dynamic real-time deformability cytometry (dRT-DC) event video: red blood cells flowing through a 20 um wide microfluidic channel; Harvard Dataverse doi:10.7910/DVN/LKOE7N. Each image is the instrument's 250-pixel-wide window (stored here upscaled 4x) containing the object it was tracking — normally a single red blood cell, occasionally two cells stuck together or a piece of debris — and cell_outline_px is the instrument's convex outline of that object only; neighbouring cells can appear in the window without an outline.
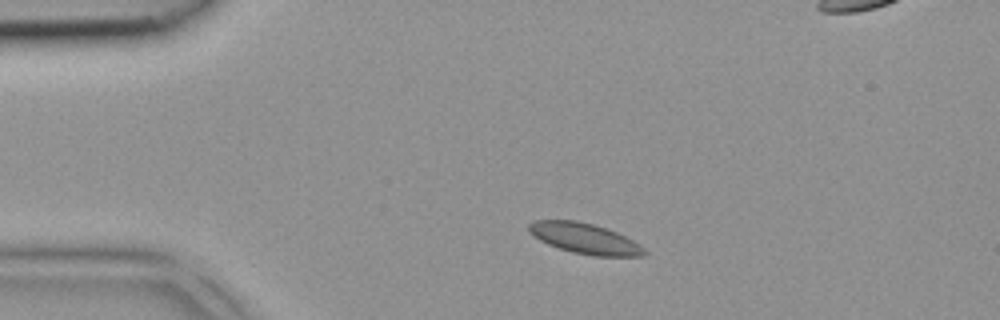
{"species": "common noctule bat (a hibernating species)", "species_latin": "Nyctalus noctula", "temperature_condition": "room temperature", "stored_images_in_passage": 4, "camera_frame_rate_fps": 3000, "um_per_image_px": 0.085, "animal": {"sex": "female", "body_mass_g": 18.4}, "frame": {"image": 1, "passage_image": 1, "time_ms": 0.0, "image_size_px": [1000, 320], "cell_outline_px": [[648, 252], [644, 256], [592, 256], [572, 252], [548, 244], [532, 236], [528, 232], [528, 224], [532, 220], [576, 220], [608, 228], [640, 244]], "centroid_in_image_um": [49.69, 20.27], "position_along_channel_um": 35.3, "area_um2": 20.69}}